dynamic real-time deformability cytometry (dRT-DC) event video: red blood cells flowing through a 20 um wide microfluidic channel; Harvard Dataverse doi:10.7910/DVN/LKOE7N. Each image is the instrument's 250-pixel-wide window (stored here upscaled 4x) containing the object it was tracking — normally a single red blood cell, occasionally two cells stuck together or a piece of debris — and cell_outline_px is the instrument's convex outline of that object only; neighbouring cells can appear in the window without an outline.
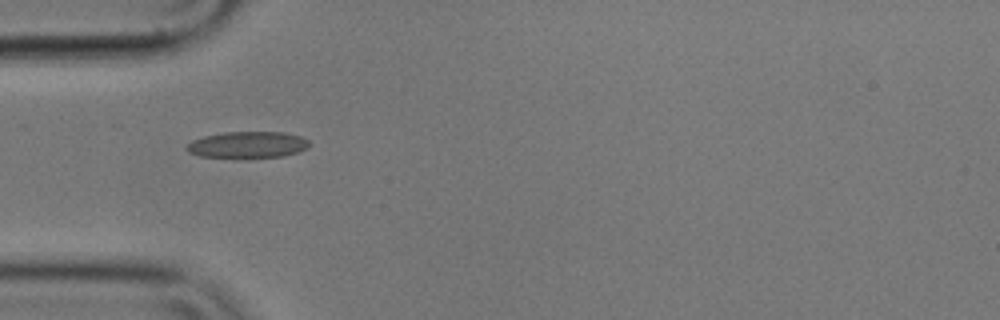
{"species": "common noctule bat (a hibernating species)", "species_latin": "Nyctalus noctula", "temperature_condition": "cold", "stored_images_in_passage": 5, "camera_frame_rate_fps": 3000, "um_per_image_px": 0.085, "animal": {"sex": "male", "body_mass_g": 17.9}, "frame": {"image": 1, "passage_image": 1, "time_ms": 0.0, "image_size_px": [1000, 320], "cell_outline_px": [[312, 144], [308, 148], [300, 152], [284, 156], [200, 156], [188, 152], [184, 148], [192, 140], [204, 136], [224, 132], [284, 132], [300, 136], [308, 140]], "centroid_in_image_um": [21.09, 12.28], "position_along_channel_um": 63.9, "area_um2": 18.61}}
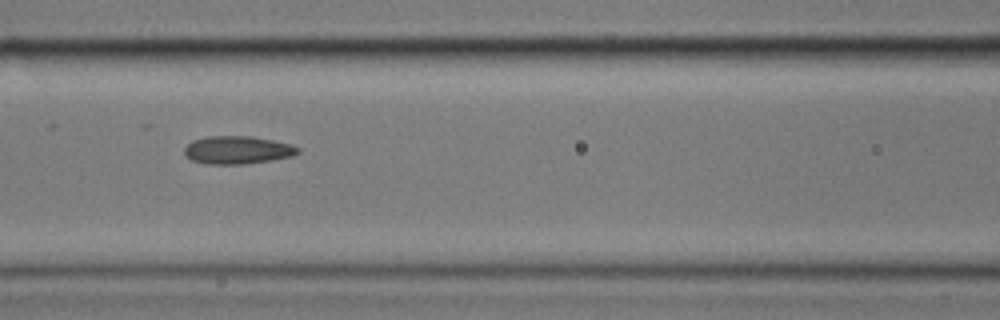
{"frame": {"image": 2, "passage_image": 3, "time_ms": 0.667, "image_size_px": [1000, 320], "cell_outline_px": [[300, 152], [292, 156], [272, 160], [244, 164], [208, 164], [192, 160], [184, 156], [184, 148], [192, 140], [208, 136], [252, 136], [292, 144], [300, 148]], "centroid_in_image_um": [20.18, 12.75], "position_along_channel_um": 146.4, "area_um2": 18.61}}
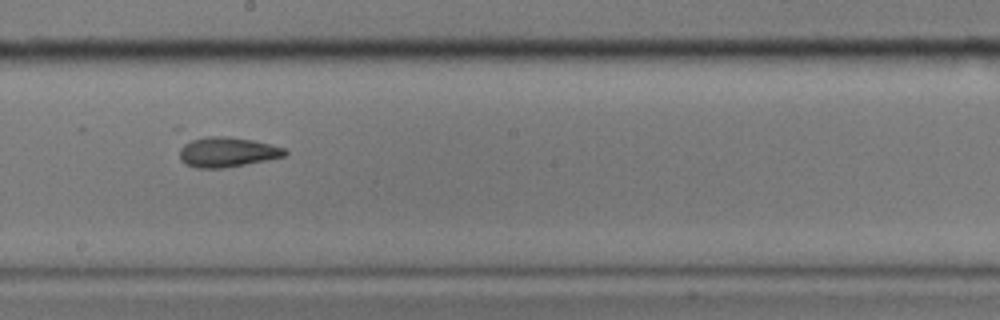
{"frame": {"image": 3, "passage_image": 5, "time_ms": 1.333, "image_size_px": [1000, 320], "cell_outline_px": [[288, 152], [284, 156], [268, 160], [224, 168], [196, 168], [184, 164], [180, 160], [172, 128], [180, 124], [252, 140], [284, 148]], "centroid_in_image_um": [18.72, 12.65], "position_along_channel_um": 229.5, "area_um2": 22.66}}